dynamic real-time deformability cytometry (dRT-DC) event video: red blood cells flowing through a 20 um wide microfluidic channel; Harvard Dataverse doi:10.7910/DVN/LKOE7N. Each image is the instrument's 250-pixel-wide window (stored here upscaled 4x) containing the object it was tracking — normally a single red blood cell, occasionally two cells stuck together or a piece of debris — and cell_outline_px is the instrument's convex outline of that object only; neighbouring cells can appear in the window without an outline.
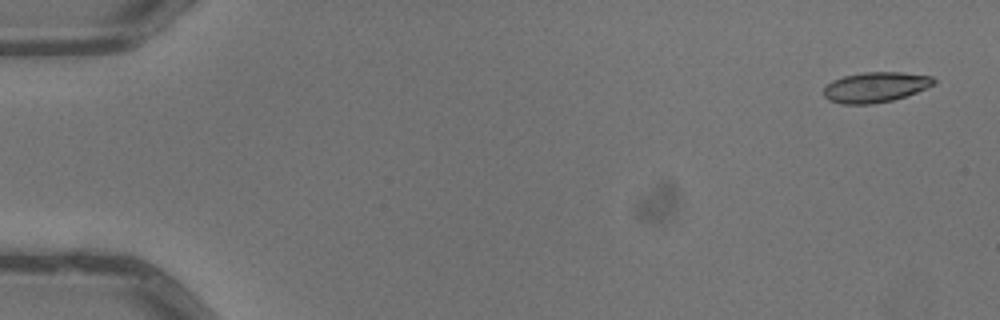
{"species": "common noctule bat (a hibernating species)", "species_latin": "Nyctalus noctula", "temperature_condition": "warm", "stored_images_in_passage": 4, "camera_frame_rate_fps": 3000, "um_per_image_px": 0.085, "animal": {"sex": "male", "body_mass_g": 13.3}, "frame": {"image": 1, "passage_image": 1, "time_ms": 0.0, "image_size_px": [1000, 320], "cell_outline_px": [[936, 84], [916, 92], [892, 100], [872, 104], [840, 104], [828, 100], [824, 96], [824, 88], [832, 80], [844, 76], [864, 72], [900, 72], [932, 76], [936, 80]], "centroid_in_image_um": [74.41, 7.41], "position_along_channel_um": 10.6, "area_um2": 19.42}}
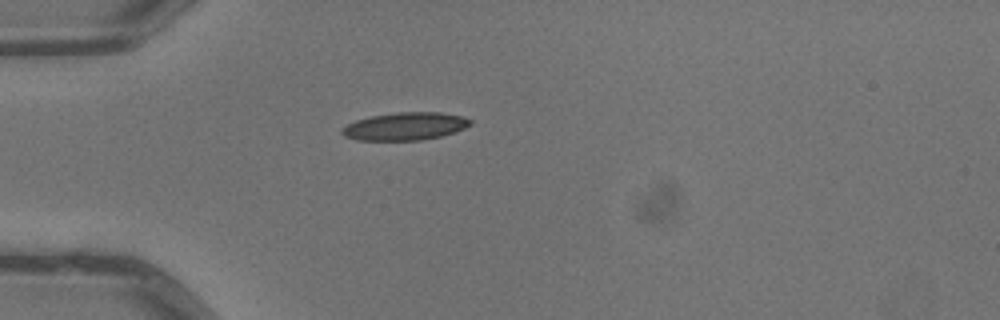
{"frame": {"image": 2, "passage_image": 4, "time_ms": 1.0, "image_size_px": [1000, 320], "cell_outline_px": [[472, 124], [456, 132], [440, 136], [420, 140], [356, 140], [344, 136], [340, 132], [340, 128], [356, 120], [372, 116], [396, 112], [440, 112], [460, 116], [472, 120]], "centroid_in_image_um": [34.42, 10.73], "position_along_channel_um": 50.6, "area_um2": 20.75}}